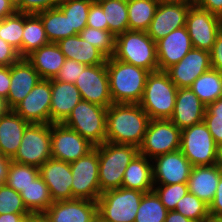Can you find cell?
<instances>
[{
    "label": "cell",
    "instance_id": "44",
    "mask_svg": "<svg viewBox=\"0 0 222 222\" xmlns=\"http://www.w3.org/2000/svg\"><path fill=\"white\" fill-rule=\"evenodd\" d=\"M88 65L76 62L72 59H66L55 80L74 84L78 76Z\"/></svg>",
    "mask_w": 222,
    "mask_h": 222
},
{
    "label": "cell",
    "instance_id": "64",
    "mask_svg": "<svg viewBox=\"0 0 222 222\" xmlns=\"http://www.w3.org/2000/svg\"><path fill=\"white\" fill-rule=\"evenodd\" d=\"M34 222H44L40 217H35Z\"/></svg>",
    "mask_w": 222,
    "mask_h": 222
},
{
    "label": "cell",
    "instance_id": "13",
    "mask_svg": "<svg viewBox=\"0 0 222 222\" xmlns=\"http://www.w3.org/2000/svg\"><path fill=\"white\" fill-rule=\"evenodd\" d=\"M87 139L62 123L51 124V157L71 163L94 149Z\"/></svg>",
    "mask_w": 222,
    "mask_h": 222
},
{
    "label": "cell",
    "instance_id": "39",
    "mask_svg": "<svg viewBox=\"0 0 222 222\" xmlns=\"http://www.w3.org/2000/svg\"><path fill=\"white\" fill-rule=\"evenodd\" d=\"M39 176V168L11 161L5 184L21 193Z\"/></svg>",
    "mask_w": 222,
    "mask_h": 222
},
{
    "label": "cell",
    "instance_id": "37",
    "mask_svg": "<svg viewBox=\"0 0 222 222\" xmlns=\"http://www.w3.org/2000/svg\"><path fill=\"white\" fill-rule=\"evenodd\" d=\"M168 210L154 190L144 193L134 222H164Z\"/></svg>",
    "mask_w": 222,
    "mask_h": 222
},
{
    "label": "cell",
    "instance_id": "51",
    "mask_svg": "<svg viewBox=\"0 0 222 222\" xmlns=\"http://www.w3.org/2000/svg\"><path fill=\"white\" fill-rule=\"evenodd\" d=\"M195 5L222 18V0H196Z\"/></svg>",
    "mask_w": 222,
    "mask_h": 222
},
{
    "label": "cell",
    "instance_id": "17",
    "mask_svg": "<svg viewBox=\"0 0 222 222\" xmlns=\"http://www.w3.org/2000/svg\"><path fill=\"white\" fill-rule=\"evenodd\" d=\"M211 69L210 52L192 48L178 63L166 70L177 88H190L193 82Z\"/></svg>",
    "mask_w": 222,
    "mask_h": 222
},
{
    "label": "cell",
    "instance_id": "38",
    "mask_svg": "<svg viewBox=\"0 0 222 222\" xmlns=\"http://www.w3.org/2000/svg\"><path fill=\"white\" fill-rule=\"evenodd\" d=\"M24 30V13L15 12L0 20V38L14 47L22 58V37Z\"/></svg>",
    "mask_w": 222,
    "mask_h": 222
},
{
    "label": "cell",
    "instance_id": "50",
    "mask_svg": "<svg viewBox=\"0 0 222 222\" xmlns=\"http://www.w3.org/2000/svg\"><path fill=\"white\" fill-rule=\"evenodd\" d=\"M209 215L222 219V175L219 179L214 199L209 204Z\"/></svg>",
    "mask_w": 222,
    "mask_h": 222
},
{
    "label": "cell",
    "instance_id": "10",
    "mask_svg": "<svg viewBox=\"0 0 222 222\" xmlns=\"http://www.w3.org/2000/svg\"><path fill=\"white\" fill-rule=\"evenodd\" d=\"M180 150L193 167L215 165L217 145L204 121L181 130Z\"/></svg>",
    "mask_w": 222,
    "mask_h": 222
},
{
    "label": "cell",
    "instance_id": "58",
    "mask_svg": "<svg viewBox=\"0 0 222 222\" xmlns=\"http://www.w3.org/2000/svg\"><path fill=\"white\" fill-rule=\"evenodd\" d=\"M158 4H185L195 5L196 0H156Z\"/></svg>",
    "mask_w": 222,
    "mask_h": 222
},
{
    "label": "cell",
    "instance_id": "20",
    "mask_svg": "<svg viewBox=\"0 0 222 222\" xmlns=\"http://www.w3.org/2000/svg\"><path fill=\"white\" fill-rule=\"evenodd\" d=\"M193 5L159 4L147 34L155 41L185 26L187 13Z\"/></svg>",
    "mask_w": 222,
    "mask_h": 222
},
{
    "label": "cell",
    "instance_id": "1",
    "mask_svg": "<svg viewBox=\"0 0 222 222\" xmlns=\"http://www.w3.org/2000/svg\"><path fill=\"white\" fill-rule=\"evenodd\" d=\"M149 121L139 104L113 103L106 115V142L139 148Z\"/></svg>",
    "mask_w": 222,
    "mask_h": 222
},
{
    "label": "cell",
    "instance_id": "24",
    "mask_svg": "<svg viewBox=\"0 0 222 222\" xmlns=\"http://www.w3.org/2000/svg\"><path fill=\"white\" fill-rule=\"evenodd\" d=\"M81 100L75 84L51 79L50 124L62 123Z\"/></svg>",
    "mask_w": 222,
    "mask_h": 222
},
{
    "label": "cell",
    "instance_id": "55",
    "mask_svg": "<svg viewBox=\"0 0 222 222\" xmlns=\"http://www.w3.org/2000/svg\"><path fill=\"white\" fill-rule=\"evenodd\" d=\"M11 161V158L0 154V185L5 184L6 182Z\"/></svg>",
    "mask_w": 222,
    "mask_h": 222
},
{
    "label": "cell",
    "instance_id": "62",
    "mask_svg": "<svg viewBox=\"0 0 222 222\" xmlns=\"http://www.w3.org/2000/svg\"><path fill=\"white\" fill-rule=\"evenodd\" d=\"M201 222H222V219L221 218H216V217H213V216L209 215L208 217L203 219Z\"/></svg>",
    "mask_w": 222,
    "mask_h": 222
},
{
    "label": "cell",
    "instance_id": "2",
    "mask_svg": "<svg viewBox=\"0 0 222 222\" xmlns=\"http://www.w3.org/2000/svg\"><path fill=\"white\" fill-rule=\"evenodd\" d=\"M106 68L113 103L139 104L150 72L113 57L107 58Z\"/></svg>",
    "mask_w": 222,
    "mask_h": 222
},
{
    "label": "cell",
    "instance_id": "30",
    "mask_svg": "<svg viewBox=\"0 0 222 222\" xmlns=\"http://www.w3.org/2000/svg\"><path fill=\"white\" fill-rule=\"evenodd\" d=\"M20 195L27 210L35 217H40L53 203L48 186L40 175Z\"/></svg>",
    "mask_w": 222,
    "mask_h": 222
},
{
    "label": "cell",
    "instance_id": "6",
    "mask_svg": "<svg viewBox=\"0 0 222 222\" xmlns=\"http://www.w3.org/2000/svg\"><path fill=\"white\" fill-rule=\"evenodd\" d=\"M107 110V107L81 100L62 124L76 131L92 145H102L106 142Z\"/></svg>",
    "mask_w": 222,
    "mask_h": 222
},
{
    "label": "cell",
    "instance_id": "7",
    "mask_svg": "<svg viewBox=\"0 0 222 222\" xmlns=\"http://www.w3.org/2000/svg\"><path fill=\"white\" fill-rule=\"evenodd\" d=\"M144 193L123 187L101 193L98 215L107 222H134Z\"/></svg>",
    "mask_w": 222,
    "mask_h": 222
},
{
    "label": "cell",
    "instance_id": "12",
    "mask_svg": "<svg viewBox=\"0 0 222 222\" xmlns=\"http://www.w3.org/2000/svg\"><path fill=\"white\" fill-rule=\"evenodd\" d=\"M185 27L193 48L210 52L222 29V18L193 5L187 13Z\"/></svg>",
    "mask_w": 222,
    "mask_h": 222
},
{
    "label": "cell",
    "instance_id": "31",
    "mask_svg": "<svg viewBox=\"0 0 222 222\" xmlns=\"http://www.w3.org/2000/svg\"><path fill=\"white\" fill-rule=\"evenodd\" d=\"M22 35V58H26L34 50L49 43L43 23L37 14L24 13Z\"/></svg>",
    "mask_w": 222,
    "mask_h": 222
},
{
    "label": "cell",
    "instance_id": "56",
    "mask_svg": "<svg viewBox=\"0 0 222 222\" xmlns=\"http://www.w3.org/2000/svg\"><path fill=\"white\" fill-rule=\"evenodd\" d=\"M16 12V9L9 0H0V20L10 16Z\"/></svg>",
    "mask_w": 222,
    "mask_h": 222
},
{
    "label": "cell",
    "instance_id": "42",
    "mask_svg": "<svg viewBox=\"0 0 222 222\" xmlns=\"http://www.w3.org/2000/svg\"><path fill=\"white\" fill-rule=\"evenodd\" d=\"M31 214L23 203L19 192L6 184L0 185V214Z\"/></svg>",
    "mask_w": 222,
    "mask_h": 222
},
{
    "label": "cell",
    "instance_id": "45",
    "mask_svg": "<svg viewBox=\"0 0 222 222\" xmlns=\"http://www.w3.org/2000/svg\"><path fill=\"white\" fill-rule=\"evenodd\" d=\"M62 0H22V13L37 14L57 8Z\"/></svg>",
    "mask_w": 222,
    "mask_h": 222
},
{
    "label": "cell",
    "instance_id": "49",
    "mask_svg": "<svg viewBox=\"0 0 222 222\" xmlns=\"http://www.w3.org/2000/svg\"><path fill=\"white\" fill-rule=\"evenodd\" d=\"M211 68L222 73V29L210 51Z\"/></svg>",
    "mask_w": 222,
    "mask_h": 222
},
{
    "label": "cell",
    "instance_id": "11",
    "mask_svg": "<svg viewBox=\"0 0 222 222\" xmlns=\"http://www.w3.org/2000/svg\"><path fill=\"white\" fill-rule=\"evenodd\" d=\"M72 172V199L96 201L101 195L99 184V158L94 148L86 156L70 163Z\"/></svg>",
    "mask_w": 222,
    "mask_h": 222
},
{
    "label": "cell",
    "instance_id": "19",
    "mask_svg": "<svg viewBox=\"0 0 222 222\" xmlns=\"http://www.w3.org/2000/svg\"><path fill=\"white\" fill-rule=\"evenodd\" d=\"M39 175L48 186L53 202L72 199L70 163L51 158L39 168Z\"/></svg>",
    "mask_w": 222,
    "mask_h": 222
},
{
    "label": "cell",
    "instance_id": "26",
    "mask_svg": "<svg viewBox=\"0 0 222 222\" xmlns=\"http://www.w3.org/2000/svg\"><path fill=\"white\" fill-rule=\"evenodd\" d=\"M222 171L216 166H194L188 178V190L206 204L215 196Z\"/></svg>",
    "mask_w": 222,
    "mask_h": 222
},
{
    "label": "cell",
    "instance_id": "59",
    "mask_svg": "<svg viewBox=\"0 0 222 222\" xmlns=\"http://www.w3.org/2000/svg\"><path fill=\"white\" fill-rule=\"evenodd\" d=\"M215 165L222 171V144L217 145Z\"/></svg>",
    "mask_w": 222,
    "mask_h": 222
},
{
    "label": "cell",
    "instance_id": "3",
    "mask_svg": "<svg viewBox=\"0 0 222 222\" xmlns=\"http://www.w3.org/2000/svg\"><path fill=\"white\" fill-rule=\"evenodd\" d=\"M99 158V184L101 193L122 187L124 172L139 153L133 145L104 142L94 147Z\"/></svg>",
    "mask_w": 222,
    "mask_h": 222
},
{
    "label": "cell",
    "instance_id": "47",
    "mask_svg": "<svg viewBox=\"0 0 222 222\" xmlns=\"http://www.w3.org/2000/svg\"><path fill=\"white\" fill-rule=\"evenodd\" d=\"M20 58L18 51L0 38V66H11Z\"/></svg>",
    "mask_w": 222,
    "mask_h": 222
},
{
    "label": "cell",
    "instance_id": "8",
    "mask_svg": "<svg viewBox=\"0 0 222 222\" xmlns=\"http://www.w3.org/2000/svg\"><path fill=\"white\" fill-rule=\"evenodd\" d=\"M51 124L31 123L12 161L40 168L51 159Z\"/></svg>",
    "mask_w": 222,
    "mask_h": 222
},
{
    "label": "cell",
    "instance_id": "48",
    "mask_svg": "<svg viewBox=\"0 0 222 222\" xmlns=\"http://www.w3.org/2000/svg\"><path fill=\"white\" fill-rule=\"evenodd\" d=\"M203 121L216 145L222 144V118H215V115H204Z\"/></svg>",
    "mask_w": 222,
    "mask_h": 222
},
{
    "label": "cell",
    "instance_id": "43",
    "mask_svg": "<svg viewBox=\"0 0 222 222\" xmlns=\"http://www.w3.org/2000/svg\"><path fill=\"white\" fill-rule=\"evenodd\" d=\"M153 190L168 211L175 210L179 200L189 192L187 183L172 185L161 184V186L153 188Z\"/></svg>",
    "mask_w": 222,
    "mask_h": 222
},
{
    "label": "cell",
    "instance_id": "46",
    "mask_svg": "<svg viewBox=\"0 0 222 222\" xmlns=\"http://www.w3.org/2000/svg\"><path fill=\"white\" fill-rule=\"evenodd\" d=\"M87 26L90 28L108 30V23L105 22L104 12L97 1H93L89 8Z\"/></svg>",
    "mask_w": 222,
    "mask_h": 222
},
{
    "label": "cell",
    "instance_id": "33",
    "mask_svg": "<svg viewBox=\"0 0 222 222\" xmlns=\"http://www.w3.org/2000/svg\"><path fill=\"white\" fill-rule=\"evenodd\" d=\"M156 0H127L130 31H147L158 7Z\"/></svg>",
    "mask_w": 222,
    "mask_h": 222
},
{
    "label": "cell",
    "instance_id": "36",
    "mask_svg": "<svg viewBox=\"0 0 222 222\" xmlns=\"http://www.w3.org/2000/svg\"><path fill=\"white\" fill-rule=\"evenodd\" d=\"M93 0H62L58 8L68 17L70 37L79 34L86 26Z\"/></svg>",
    "mask_w": 222,
    "mask_h": 222
},
{
    "label": "cell",
    "instance_id": "18",
    "mask_svg": "<svg viewBox=\"0 0 222 222\" xmlns=\"http://www.w3.org/2000/svg\"><path fill=\"white\" fill-rule=\"evenodd\" d=\"M153 181L159 184L172 185L188 183L192 164L181 150L166 153L154 158Z\"/></svg>",
    "mask_w": 222,
    "mask_h": 222
},
{
    "label": "cell",
    "instance_id": "5",
    "mask_svg": "<svg viewBox=\"0 0 222 222\" xmlns=\"http://www.w3.org/2000/svg\"><path fill=\"white\" fill-rule=\"evenodd\" d=\"M115 59L154 72L158 70L156 42L145 31H125L115 38Z\"/></svg>",
    "mask_w": 222,
    "mask_h": 222
},
{
    "label": "cell",
    "instance_id": "54",
    "mask_svg": "<svg viewBox=\"0 0 222 222\" xmlns=\"http://www.w3.org/2000/svg\"><path fill=\"white\" fill-rule=\"evenodd\" d=\"M205 115H215V118H222V97L206 106Z\"/></svg>",
    "mask_w": 222,
    "mask_h": 222
},
{
    "label": "cell",
    "instance_id": "4",
    "mask_svg": "<svg viewBox=\"0 0 222 222\" xmlns=\"http://www.w3.org/2000/svg\"><path fill=\"white\" fill-rule=\"evenodd\" d=\"M177 90L166 71L150 72L139 105L150 119H170Z\"/></svg>",
    "mask_w": 222,
    "mask_h": 222
},
{
    "label": "cell",
    "instance_id": "28",
    "mask_svg": "<svg viewBox=\"0 0 222 222\" xmlns=\"http://www.w3.org/2000/svg\"><path fill=\"white\" fill-rule=\"evenodd\" d=\"M66 59H72L85 65L106 64L107 57L79 34L61 39L57 42Z\"/></svg>",
    "mask_w": 222,
    "mask_h": 222
},
{
    "label": "cell",
    "instance_id": "41",
    "mask_svg": "<svg viewBox=\"0 0 222 222\" xmlns=\"http://www.w3.org/2000/svg\"><path fill=\"white\" fill-rule=\"evenodd\" d=\"M175 211L194 222H201L209 216V205L194 194L188 192L179 200Z\"/></svg>",
    "mask_w": 222,
    "mask_h": 222
},
{
    "label": "cell",
    "instance_id": "53",
    "mask_svg": "<svg viewBox=\"0 0 222 222\" xmlns=\"http://www.w3.org/2000/svg\"><path fill=\"white\" fill-rule=\"evenodd\" d=\"M35 216L32 214H0V222H34Z\"/></svg>",
    "mask_w": 222,
    "mask_h": 222
},
{
    "label": "cell",
    "instance_id": "23",
    "mask_svg": "<svg viewBox=\"0 0 222 222\" xmlns=\"http://www.w3.org/2000/svg\"><path fill=\"white\" fill-rule=\"evenodd\" d=\"M205 110L206 105L190 88H178L170 120L182 130L203 122Z\"/></svg>",
    "mask_w": 222,
    "mask_h": 222
},
{
    "label": "cell",
    "instance_id": "9",
    "mask_svg": "<svg viewBox=\"0 0 222 222\" xmlns=\"http://www.w3.org/2000/svg\"><path fill=\"white\" fill-rule=\"evenodd\" d=\"M181 129L170 119H150L139 154L149 156L151 161L157 156L179 150Z\"/></svg>",
    "mask_w": 222,
    "mask_h": 222
},
{
    "label": "cell",
    "instance_id": "57",
    "mask_svg": "<svg viewBox=\"0 0 222 222\" xmlns=\"http://www.w3.org/2000/svg\"><path fill=\"white\" fill-rule=\"evenodd\" d=\"M164 222H194V221L183 216L181 213L173 210V211H168Z\"/></svg>",
    "mask_w": 222,
    "mask_h": 222
},
{
    "label": "cell",
    "instance_id": "21",
    "mask_svg": "<svg viewBox=\"0 0 222 222\" xmlns=\"http://www.w3.org/2000/svg\"><path fill=\"white\" fill-rule=\"evenodd\" d=\"M193 48L186 27L173 30L156 42L158 70L166 71Z\"/></svg>",
    "mask_w": 222,
    "mask_h": 222
},
{
    "label": "cell",
    "instance_id": "15",
    "mask_svg": "<svg viewBox=\"0 0 222 222\" xmlns=\"http://www.w3.org/2000/svg\"><path fill=\"white\" fill-rule=\"evenodd\" d=\"M51 79H40L30 93L13 110L34 124H50Z\"/></svg>",
    "mask_w": 222,
    "mask_h": 222
},
{
    "label": "cell",
    "instance_id": "34",
    "mask_svg": "<svg viewBox=\"0 0 222 222\" xmlns=\"http://www.w3.org/2000/svg\"><path fill=\"white\" fill-rule=\"evenodd\" d=\"M104 12L108 31L117 36L129 30L127 0H98Z\"/></svg>",
    "mask_w": 222,
    "mask_h": 222
},
{
    "label": "cell",
    "instance_id": "40",
    "mask_svg": "<svg viewBox=\"0 0 222 222\" xmlns=\"http://www.w3.org/2000/svg\"><path fill=\"white\" fill-rule=\"evenodd\" d=\"M79 36L99 49L107 58L114 55L116 36H114L110 31L86 26L79 33Z\"/></svg>",
    "mask_w": 222,
    "mask_h": 222
},
{
    "label": "cell",
    "instance_id": "25",
    "mask_svg": "<svg viewBox=\"0 0 222 222\" xmlns=\"http://www.w3.org/2000/svg\"><path fill=\"white\" fill-rule=\"evenodd\" d=\"M13 109L0 117V154L13 158L17 153L25 129L30 125Z\"/></svg>",
    "mask_w": 222,
    "mask_h": 222
},
{
    "label": "cell",
    "instance_id": "16",
    "mask_svg": "<svg viewBox=\"0 0 222 222\" xmlns=\"http://www.w3.org/2000/svg\"><path fill=\"white\" fill-rule=\"evenodd\" d=\"M97 215L96 201L74 198L53 202L40 218L44 222H93Z\"/></svg>",
    "mask_w": 222,
    "mask_h": 222
},
{
    "label": "cell",
    "instance_id": "52",
    "mask_svg": "<svg viewBox=\"0 0 222 222\" xmlns=\"http://www.w3.org/2000/svg\"><path fill=\"white\" fill-rule=\"evenodd\" d=\"M10 81V66H0V97L7 99Z\"/></svg>",
    "mask_w": 222,
    "mask_h": 222
},
{
    "label": "cell",
    "instance_id": "27",
    "mask_svg": "<svg viewBox=\"0 0 222 222\" xmlns=\"http://www.w3.org/2000/svg\"><path fill=\"white\" fill-rule=\"evenodd\" d=\"M26 58L41 79L55 78L66 60L57 43L53 42L34 50Z\"/></svg>",
    "mask_w": 222,
    "mask_h": 222
},
{
    "label": "cell",
    "instance_id": "32",
    "mask_svg": "<svg viewBox=\"0 0 222 222\" xmlns=\"http://www.w3.org/2000/svg\"><path fill=\"white\" fill-rule=\"evenodd\" d=\"M190 89L207 106L222 97V73L211 68L200 75Z\"/></svg>",
    "mask_w": 222,
    "mask_h": 222
},
{
    "label": "cell",
    "instance_id": "14",
    "mask_svg": "<svg viewBox=\"0 0 222 222\" xmlns=\"http://www.w3.org/2000/svg\"><path fill=\"white\" fill-rule=\"evenodd\" d=\"M74 84L82 100L107 108L113 104L106 64L88 65Z\"/></svg>",
    "mask_w": 222,
    "mask_h": 222
},
{
    "label": "cell",
    "instance_id": "22",
    "mask_svg": "<svg viewBox=\"0 0 222 222\" xmlns=\"http://www.w3.org/2000/svg\"><path fill=\"white\" fill-rule=\"evenodd\" d=\"M10 78L6 102L8 107L13 109L31 92L41 78L27 58H20L10 66Z\"/></svg>",
    "mask_w": 222,
    "mask_h": 222
},
{
    "label": "cell",
    "instance_id": "60",
    "mask_svg": "<svg viewBox=\"0 0 222 222\" xmlns=\"http://www.w3.org/2000/svg\"><path fill=\"white\" fill-rule=\"evenodd\" d=\"M9 110H11L6 102V99L3 97H0V117L2 115H5Z\"/></svg>",
    "mask_w": 222,
    "mask_h": 222
},
{
    "label": "cell",
    "instance_id": "29",
    "mask_svg": "<svg viewBox=\"0 0 222 222\" xmlns=\"http://www.w3.org/2000/svg\"><path fill=\"white\" fill-rule=\"evenodd\" d=\"M147 158L138 153L132 159L123 175V188L138 190L143 193L153 190V165L149 164Z\"/></svg>",
    "mask_w": 222,
    "mask_h": 222
},
{
    "label": "cell",
    "instance_id": "63",
    "mask_svg": "<svg viewBox=\"0 0 222 222\" xmlns=\"http://www.w3.org/2000/svg\"><path fill=\"white\" fill-rule=\"evenodd\" d=\"M93 222H107V221H105L102 217H100L99 215H97V216L94 218Z\"/></svg>",
    "mask_w": 222,
    "mask_h": 222
},
{
    "label": "cell",
    "instance_id": "61",
    "mask_svg": "<svg viewBox=\"0 0 222 222\" xmlns=\"http://www.w3.org/2000/svg\"><path fill=\"white\" fill-rule=\"evenodd\" d=\"M17 12L22 13V0H9Z\"/></svg>",
    "mask_w": 222,
    "mask_h": 222
},
{
    "label": "cell",
    "instance_id": "35",
    "mask_svg": "<svg viewBox=\"0 0 222 222\" xmlns=\"http://www.w3.org/2000/svg\"><path fill=\"white\" fill-rule=\"evenodd\" d=\"M41 19L49 42L70 37V23L68 17L57 7L37 13Z\"/></svg>",
    "mask_w": 222,
    "mask_h": 222
}]
</instances>
